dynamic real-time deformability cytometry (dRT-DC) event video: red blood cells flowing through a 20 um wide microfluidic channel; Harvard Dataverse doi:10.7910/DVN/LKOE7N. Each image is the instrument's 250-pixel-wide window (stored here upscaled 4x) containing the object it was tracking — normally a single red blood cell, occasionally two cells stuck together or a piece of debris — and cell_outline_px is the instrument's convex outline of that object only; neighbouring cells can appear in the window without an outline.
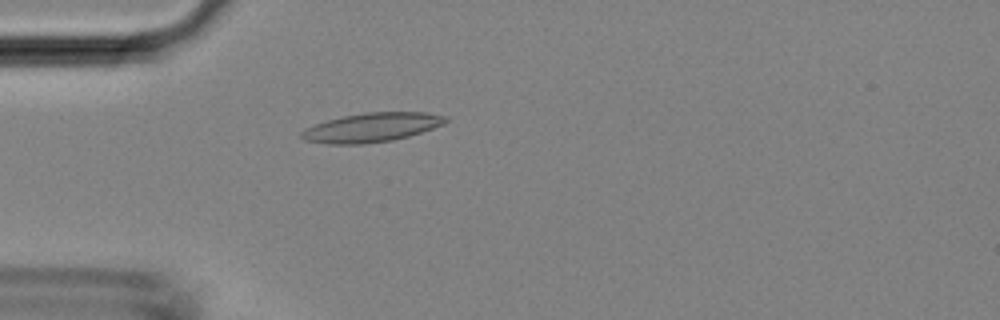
{"species": "Egyptian fruit bat (a non-hibernating species)", "species_latin": "Rousettus aegyptiacus", "temperature_condition": "room temperature", "stored_images_in_passage": 45, "camera_frame_rate_fps": 3000, "um_per_image_px": 0.085, "animal": {"sex": "female"}, "frame": {"image": 1, "passage_image": 13, "time_ms": 4.0, "image_size_px": [1000, 320], "cell_outline_px": [[448, 120], [444, 124], [408, 136], [392, 140], [364, 144], [328, 144], [304, 140], [300, 136], [300, 132], [304, 128], [328, 120], [344, 116], [364, 112], [428, 112], [448, 116]], "centroid_in_image_um": [31.59, 10.83], "position_along_channel_um": 53.4, "area_um2": 24.45}}
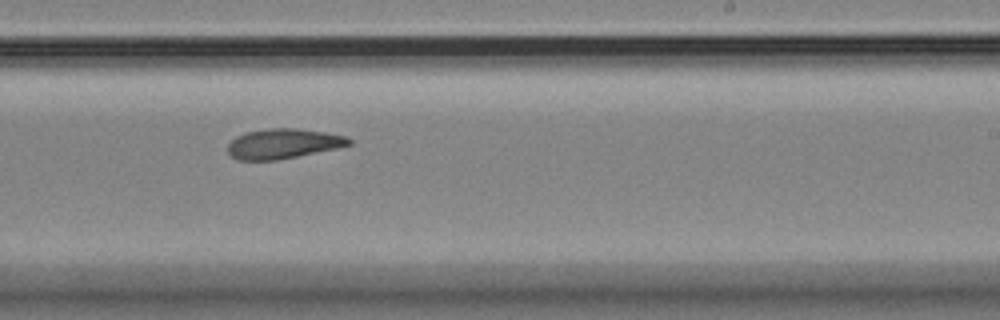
{"frame": {"image": 2, "passage_image": 28, "time_ms": 9.0, "image_size_px": [1000, 320], "cell_outline_px": [[352, 144], [340, 148], [276, 160], [236, 160], [228, 152], [228, 144], [236, 136], [244, 132], [268, 128], [296, 128], [324, 132], [348, 136], [352, 140]], "centroid_in_image_um": [24.09, 12.21], "position_along_channel_um": 264.9, "area_um2": 21.33}}
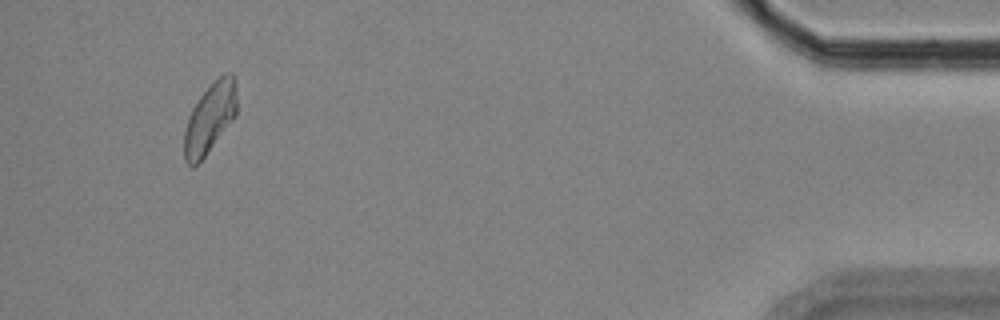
{"frame": {"image": 3, "passage_image": 43, "time_ms": 14.0, "image_size_px": [1000, 320], "cell_outline_px": [[236, 116], [204, 156], [192, 168], [184, 160], [184, 132], [188, 116], [192, 108], [200, 96], [224, 72], [232, 72], [236, 88]], "centroid_in_image_um": [17.83, 10.04], "position_along_channel_um": 417.4, "area_um2": 21.21}}